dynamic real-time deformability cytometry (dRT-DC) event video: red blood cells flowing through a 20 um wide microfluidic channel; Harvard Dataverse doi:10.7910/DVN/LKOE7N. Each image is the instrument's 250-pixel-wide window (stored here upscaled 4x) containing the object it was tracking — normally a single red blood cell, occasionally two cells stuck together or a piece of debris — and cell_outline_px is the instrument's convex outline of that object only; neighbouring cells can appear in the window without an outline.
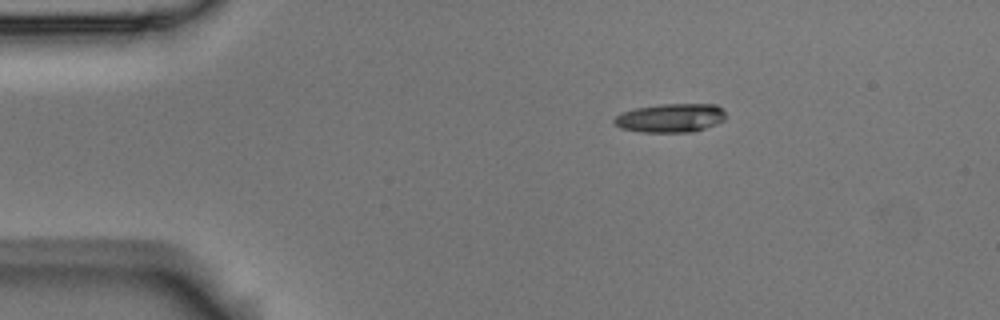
{"species": "Egyptian fruit bat (a non-hibernating species)", "species_latin": "Rousettus aegyptiacus", "temperature_condition": "room temperature", "stored_images_in_passage": 3, "camera_frame_rate_fps": 3000, "um_per_image_px": 0.085, "animal": {"sex": "male"}, "frame": {"image": 1, "passage_image": 1, "time_ms": 0.0, "image_size_px": [1000, 320], "cell_outline_px": [[724, 120], [716, 124], [692, 132], [640, 132], [620, 128], [612, 120], [620, 112], [636, 108], [660, 104], [716, 104], [724, 112]], "centroid_in_image_um": [56.96, 10.02], "position_along_channel_um": 28.0, "area_um2": 18.67}}
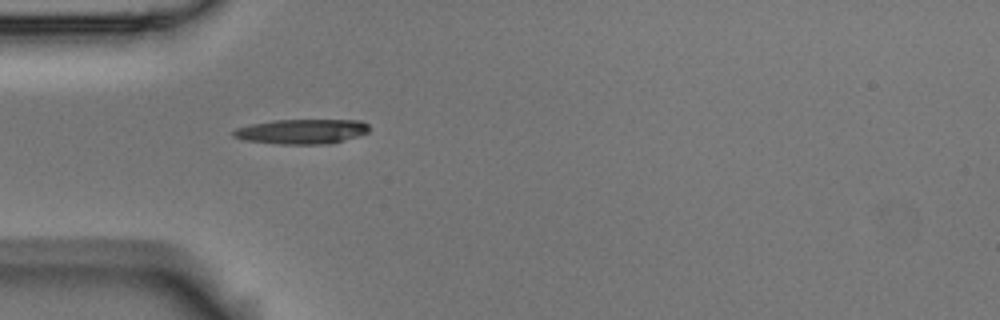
{"frame": {"image": 2, "passage_image": 3, "time_ms": 0.667, "image_size_px": [1000, 320], "cell_outline_px": [[368, 132], [360, 136], [328, 144], [280, 144], [244, 140], [232, 136], [232, 132], [236, 128], [252, 124], [272, 120], [360, 120], [368, 124]], "centroid_in_image_um": [25.65, 11.18], "position_along_channel_um": 59.3, "area_um2": 19.65}}